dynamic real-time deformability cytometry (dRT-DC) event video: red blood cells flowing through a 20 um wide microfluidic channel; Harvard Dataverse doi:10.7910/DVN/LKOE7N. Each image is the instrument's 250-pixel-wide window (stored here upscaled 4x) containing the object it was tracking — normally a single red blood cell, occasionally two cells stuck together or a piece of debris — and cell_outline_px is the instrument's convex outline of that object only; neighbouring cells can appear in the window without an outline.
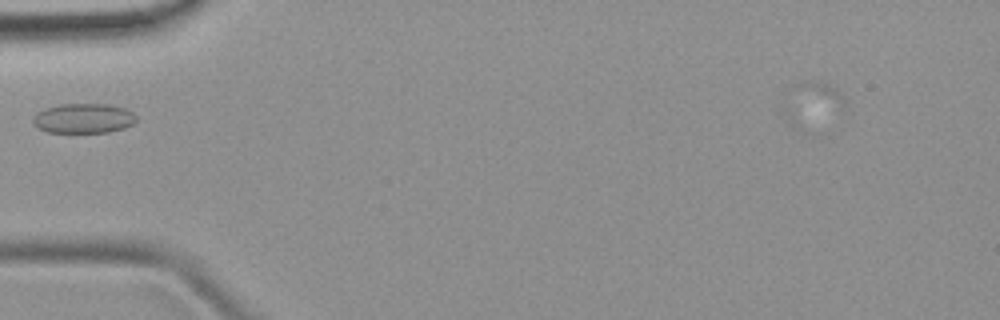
{"species": "common noctule bat (a hibernating species)", "species_latin": "Nyctalus noctula", "temperature_condition": "room temperature", "stored_images_in_passage": 2, "camera_frame_rate_fps": 3000, "um_per_image_px": 0.085, "animal": {"sex": "female", "body_mass_g": 19.9}, "frame": {"image": 1, "passage_image": 1, "time_ms": 0.0, "image_size_px": [1000, 320], "cell_outline_px": [[136, 120], [132, 124], [124, 128], [108, 132], [48, 132], [36, 128], [32, 124], [32, 120], [36, 112], [44, 108], [60, 104], [108, 104], [124, 108], [132, 112], [136, 116]], "centroid_in_image_um": [7.05, 10.06], "position_along_channel_um": 77.9, "area_um2": 18.03}}
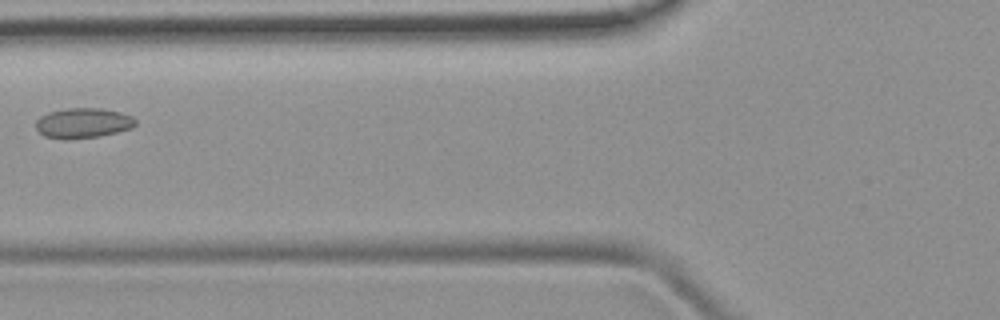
{"frame": {"image": 2, "passage_image": 2, "time_ms": 1.0, "image_size_px": [1000, 320], "cell_outline_px": [[136, 124], [132, 128], [100, 136], [64, 140], [44, 136], [36, 128], [36, 120], [40, 116], [48, 112], [64, 108], [100, 108], [120, 112], [132, 116], [136, 120]], "centroid_in_image_um": [7.04, 10.46], "position_along_channel_um": 118.8, "area_um2": 17.63}}